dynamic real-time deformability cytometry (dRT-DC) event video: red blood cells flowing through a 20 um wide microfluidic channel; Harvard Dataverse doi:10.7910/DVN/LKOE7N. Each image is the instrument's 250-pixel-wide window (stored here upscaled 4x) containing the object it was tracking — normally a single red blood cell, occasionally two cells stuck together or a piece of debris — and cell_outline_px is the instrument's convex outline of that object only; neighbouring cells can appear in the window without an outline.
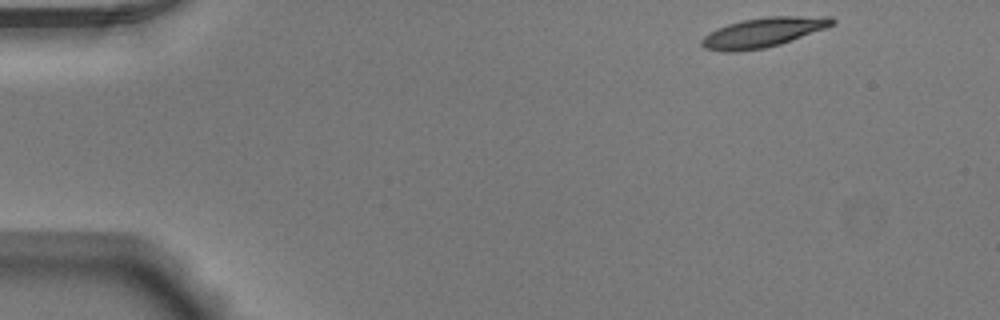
{"species": "Egyptian fruit bat (a non-hibernating species)", "species_latin": "Rousettus aegyptiacus", "temperature_condition": "warm", "stored_images_in_passage": 47, "camera_frame_rate_fps": 3000, "um_per_image_px": 0.085, "animal": {"sex": "male"}, "frame": {"image": 1, "passage_image": 1, "time_ms": 0.0, "image_size_px": [1000, 320], "cell_outline_px": [[836, 20], [832, 24], [824, 28], [780, 44], [764, 48], [740, 52], [720, 52], [704, 48], [700, 44], [700, 40], [708, 32], [716, 28], [728, 24], [744, 20], [768, 16], [832, 16]], "centroid_in_image_um": [64.79, 2.76], "position_along_channel_um": 20.2, "area_um2": 22.54}}
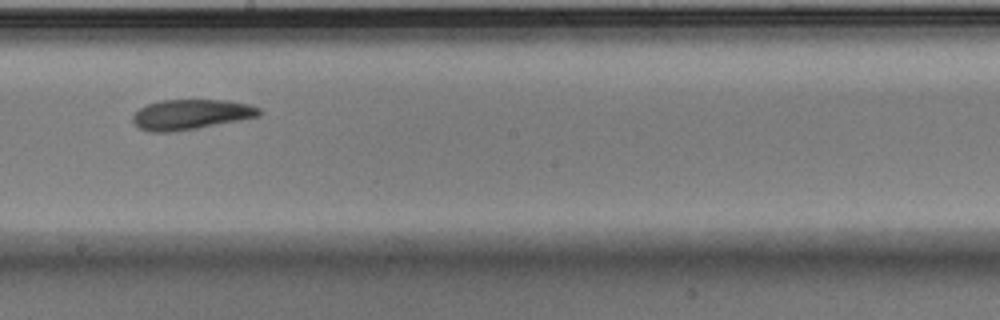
{"frame": {"image": 2, "passage_image": 25, "time_ms": 8.0, "image_size_px": [1000, 320], "cell_outline_px": [[264, 112], [260, 116], [240, 120], [196, 128], [168, 132], [152, 132], [140, 128], [132, 120], [132, 116], [140, 108], [148, 104], [160, 100], [224, 100], [248, 104], [260, 108]], "centroid_in_image_um": [16.25, 9.72], "position_along_channel_um": 231.9, "area_um2": 22.02}}
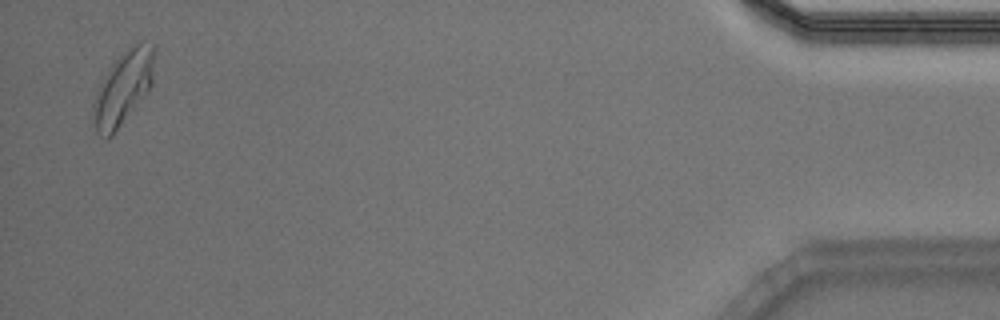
{"frame": {"image": 3, "passage_image": 46, "time_ms": 15.0, "image_size_px": [1000, 320], "cell_outline_px": [[156, 52], [152, 84], [148, 92], [112, 136], [104, 140], [96, 132], [92, 116], [92, 104], [96, 92], [108, 68], [128, 48], [140, 40], [156, 44]], "centroid_in_image_um": [10.49, 7.46], "position_along_channel_um": 424.7, "area_um2": 26.76}, "authors_computed_cell_mechanics": {"area_um2": 22.0218, "velocity_mm_per_s": 3.8992, "shape_relaxation_time_tau1_ms": 8.3724, "shape_relaxation_time_tau2_ms": 5.3224, "deformation_change_tau1": 0.2493, "deformation_change_tau2": 0.1454}}